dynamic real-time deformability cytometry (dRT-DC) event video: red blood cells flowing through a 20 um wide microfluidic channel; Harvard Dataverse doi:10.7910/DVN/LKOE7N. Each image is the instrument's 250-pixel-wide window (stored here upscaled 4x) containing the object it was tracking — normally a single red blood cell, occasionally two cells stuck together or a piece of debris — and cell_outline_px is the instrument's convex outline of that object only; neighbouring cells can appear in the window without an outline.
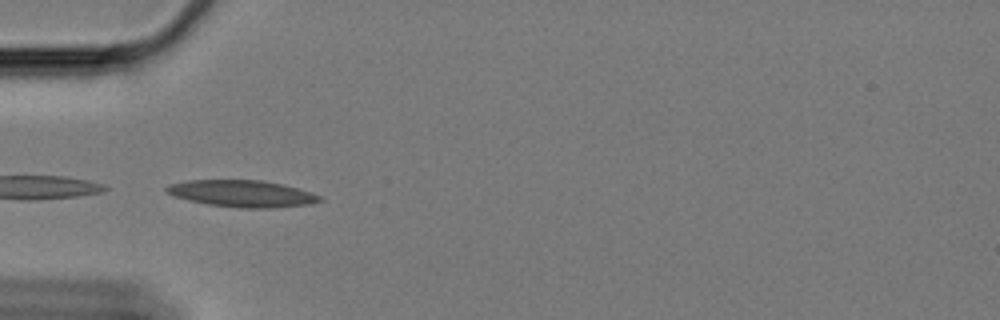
{"species": "Egyptian fruit bat (a non-hibernating species)", "species_latin": "Rousettus aegyptiacus", "temperature_condition": "cold", "stored_images_in_passage": 5, "camera_frame_rate_fps": 3000, "um_per_image_px": 0.085, "animal": {"sex": "female"}, "frame": {"image": 1, "passage_image": 2, "time_ms": 0.333, "image_size_px": [1000, 320], "cell_outline_px": [[324, 200], [312, 204], [272, 208], [240, 208], [208, 204], [188, 200], [164, 192], [164, 188], [168, 184], [188, 180], [260, 180], [284, 184], [312, 192], [324, 196]], "centroid_in_image_um": [20.63, 16.45], "position_along_channel_um": 64.4, "area_um2": 24.22}}